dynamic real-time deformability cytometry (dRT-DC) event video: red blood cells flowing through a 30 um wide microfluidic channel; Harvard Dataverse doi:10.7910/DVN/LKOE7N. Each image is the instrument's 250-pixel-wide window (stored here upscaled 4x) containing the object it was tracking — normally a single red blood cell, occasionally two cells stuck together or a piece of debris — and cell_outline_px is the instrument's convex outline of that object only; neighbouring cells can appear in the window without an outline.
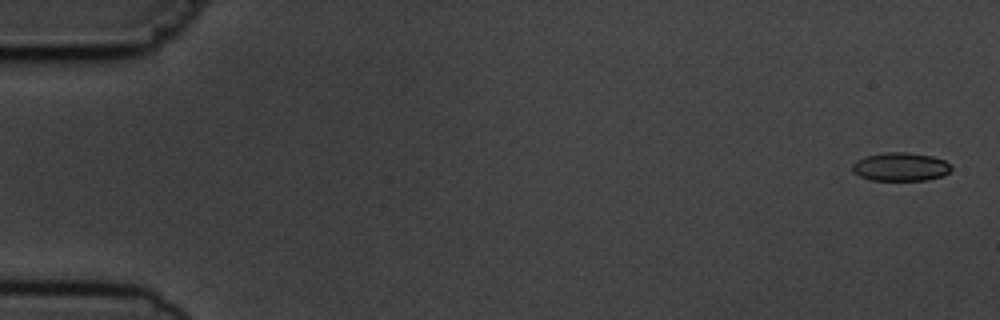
{"species": "common noctule bat (a hibernating species)", "species_latin": "Nyctalus noctula", "temperature_condition": "cold", "stored_images_in_passage": 6, "camera_frame_rate_fps": 3000, "um_per_image_px": 0.085, "animal": {"sex": "male", "body_mass_g": 19.5, "forearm_length_mm": 54.6}, "frame": {"image": 1, "passage_image": 1, "time_ms": 0.0, "image_size_px": [1000, 320], "cell_outline_px": [[952, 168], [944, 176], [924, 180], [872, 180], [860, 176], [852, 172], [852, 164], [856, 160], [864, 156], [884, 152], [908, 152], [932, 156], [944, 160], [952, 164]], "centroid_in_image_um": [76.54, 14.17], "position_along_channel_um": 8.5, "area_um2": 16.59}}
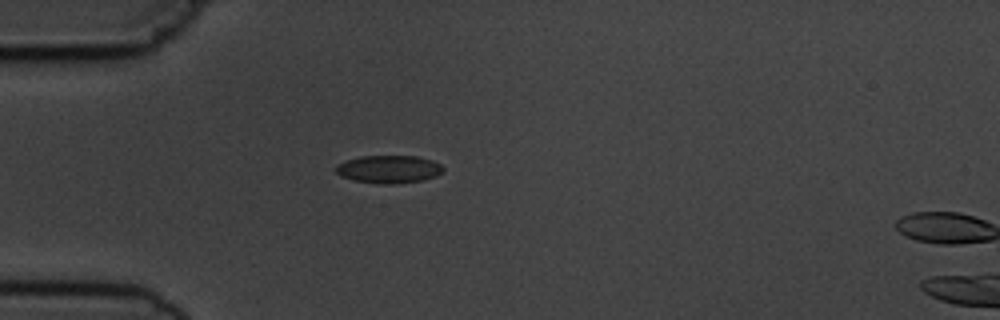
{"frame": {"image": 2, "passage_image": 5, "time_ms": 4.667, "image_size_px": [1000, 320], "cell_outline_px": [[444, 172], [436, 176], [420, 180], [396, 184], [380, 184], [356, 180], [344, 176], [336, 172], [336, 164], [360, 156], [416, 156], [432, 160], [440, 164], [444, 168]], "centroid_in_image_um": [33.09, 14.38], "position_along_channel_um": 51.9, "area_um2": 17.22}}